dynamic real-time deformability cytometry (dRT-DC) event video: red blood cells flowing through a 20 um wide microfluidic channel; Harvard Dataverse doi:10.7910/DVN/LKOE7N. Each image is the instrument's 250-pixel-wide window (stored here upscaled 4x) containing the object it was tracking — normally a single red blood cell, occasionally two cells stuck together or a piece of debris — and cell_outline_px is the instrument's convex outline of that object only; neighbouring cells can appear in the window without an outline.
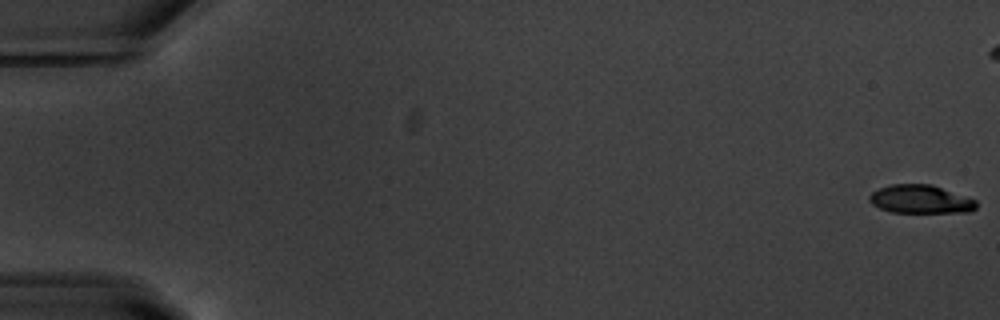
{"species": "common noctule bat (a hibernating species)", "species_latin": "Nyctalus noctula", "temperature_condition": "warm", "stored_images_in_passage": 17, "camera_frame_rate_fps": 3000, "um_per_image_px": 0.085, "animal": {"sex": "male", "body_mass_g": 20.1, "forearm_length_mm": 53.5}, "frame": {"image": 1, "passage_image": 1, "time_ms": 0.0, "image_size_px": [1000, 320], "cell_outline_px": [[976, 208], [968, 212], [892, 212], [880, 208], [872, 204], [868, 200], [868, 196], [872, 192], [880, 188], [892, 184], [932, 184], [976, 200]], "centroid_in_image_um": [78.22, 16.93], "position_along_channel_um": 6.8, "area_um2": 17.57}}